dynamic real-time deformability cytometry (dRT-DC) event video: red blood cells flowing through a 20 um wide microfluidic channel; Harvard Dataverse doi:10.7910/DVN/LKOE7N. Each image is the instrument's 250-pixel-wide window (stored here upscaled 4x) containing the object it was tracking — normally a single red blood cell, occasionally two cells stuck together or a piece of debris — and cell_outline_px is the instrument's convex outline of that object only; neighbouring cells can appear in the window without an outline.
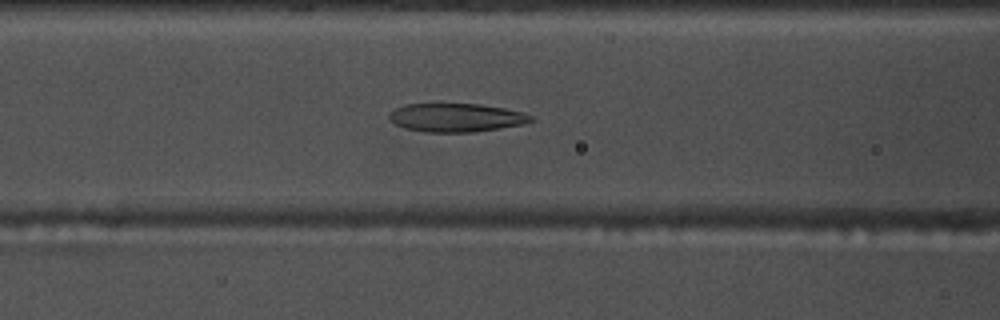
{"species": "common noctule bat (a hibernating species)", "species_latin": "Nyctalus noctula", "temperature_condition": "warm", "stored_images_in_passage": 47, "camera_frame_rate_fps": 3000, "um_per_image_px": 0.085, "animal": {"sex": "male", "body_mass_g": 17.5, "forearm_length_mm": 52.3}, "frame": {"image": 1, "passage_image": 20, "time_ms": 6.333, "image_size_px": [1000, 320], "cell_outline_px": [[536, 120], [524, 124], [472, 132], [424, 132], [404, 128], [388, 120], [388, 112], [404, 104], [480, 104], [504, 108], [520, 112], [532, 116]], "centroid_in_image_um": [38.73, 10.0], "position_along_channel_um": 127.9, "area_um2": 23.58}}
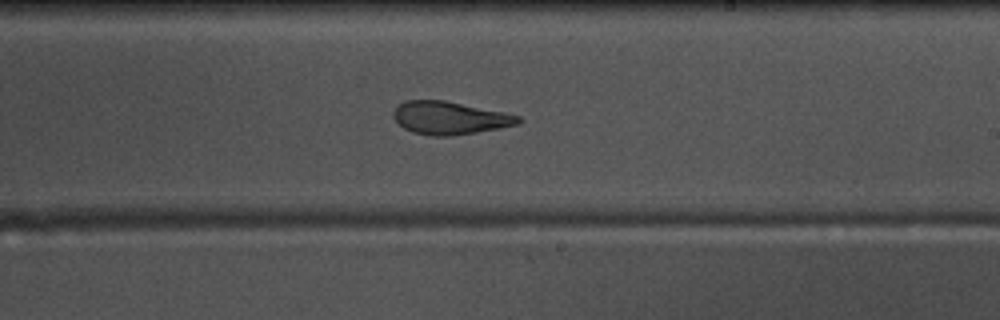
{"frame": {"image": 2, "passage_image": 30, "time_ms": 9.667, "image_size_px": [1000, 320], "cell_outline_px": [[524, 120], [520, 124], [476, 132], [452, 136], [432, 136], [412, 132], [404, 128], [392, 116], [392, 112], [400, 104], [408, 100], [444, 100], [504, 112], [520, 116]], "centroid_in_image_um": [38.25, 10.03], "position_along_channel_um": 250.8, "area_um2": 23.87}}
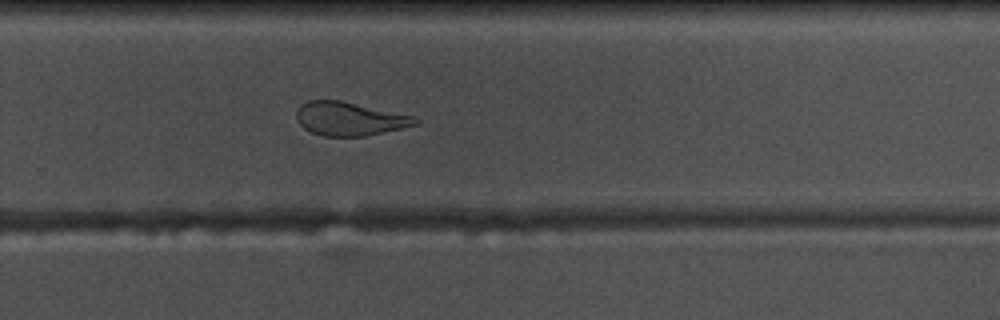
{"frame": {"image": 3, "passage_image": 34, "time_ms": 11.0, "image_size_px": [1000, 320], "cell_outline_px": [[420, 124], [404, 128], [364, 136], [324, 136], [312, 132], [304, 128], [296, 120], [296, 112], [300, 104], [308, 100], [340, 100], [416, 116], [420, 120]], "centroid_in_image_um": [29.74, 10.09], "position_along_channel_um": 300.1, "area_um2": 23.47}, "authors_computed_cell_mechanics": {"area_um2": 25.9522, "velocity_mm_per_s": 3.7009, "shape_relaxation_time_tau1_ms": null, "shape_relaxation_time_tau2_ms": 2.3232, "deformation_change_tau1": null, "deformation_change_tau2": 0.1017}}